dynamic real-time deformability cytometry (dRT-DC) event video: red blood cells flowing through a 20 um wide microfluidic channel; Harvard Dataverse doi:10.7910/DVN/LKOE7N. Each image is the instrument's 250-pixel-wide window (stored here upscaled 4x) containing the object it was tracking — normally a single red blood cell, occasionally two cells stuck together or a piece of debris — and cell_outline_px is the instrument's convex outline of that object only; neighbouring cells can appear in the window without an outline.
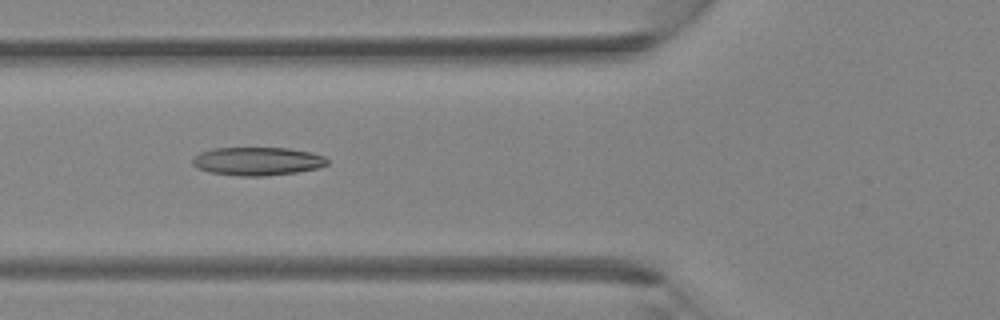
{"species": "Egyptian fruit bat (a non-hibernating species)", "species_latin": "Rousettus aegyptiacus", "temperature_condition": "room temperature", "stored_images_in_passage": 28, "camera_frame_rate_fps": 3000, "um_per_image_px": 0.085, "animal": {"sex": "female"}, "frame": {"image": 1, "passage_image": 3, "time_ms": 0.667, "image_size_px": [1000, 320], "cell_outline_px": [[328, 164], [316, 168], [296, 172], [264, 176], [236, 176], [208, 172], [196, 168], [192, 164], [192, 160], [200, 152], [212, 148], [288, 148], [308, 152], [324, 156], [328, 160]], "centroid_in_image_um": [21.83, 13.71], "position_along_channel_um": 104.0, "area_um2": 22.2}}
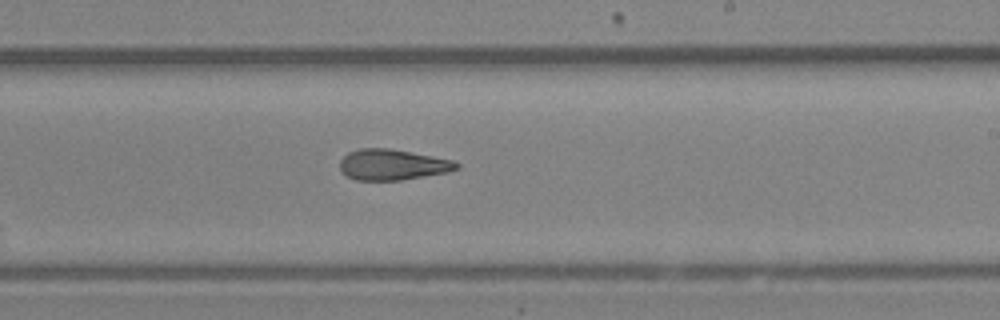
{"frame": {"image": 2, "passage_image": 12, "time_ms": 3.667, "image_size_px": [1000, 320], "cell_outline_px": [[460, 168], [448, 172], [400, 180], [356, 180], [348, 176], [340, 168], [340, 160], [348, 152], [360, 148], [388, 148], [432, 156], [452, 160], [460, 164]], "centroid_in_image_um": [33.37, 13.99], "position_along_channel_um": 255.6, "area_um2": 20.75}}
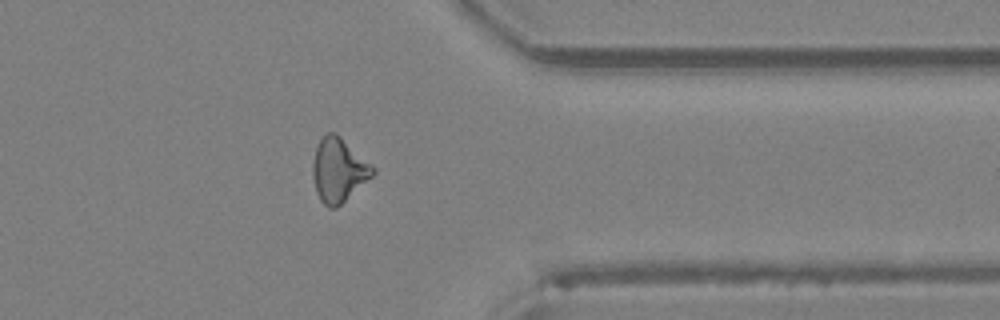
{"frame": {"image": 3, "passage_image": 20, "time_ms": 6.333, "image_size_px": [1000, 320], "cell_outline_px": [[376, 172], [372, 176], [336, 208], [328, 208], [320, 200], [316, 192], [312, 176], [312, 160], [316, 144], [328, 132], [336, 132], [372, 164], [376, 168]], "centroid_in_image_um": [28.76, 14.44], "position_along_channel_um": 382.6, "area_um2": 22.48}}